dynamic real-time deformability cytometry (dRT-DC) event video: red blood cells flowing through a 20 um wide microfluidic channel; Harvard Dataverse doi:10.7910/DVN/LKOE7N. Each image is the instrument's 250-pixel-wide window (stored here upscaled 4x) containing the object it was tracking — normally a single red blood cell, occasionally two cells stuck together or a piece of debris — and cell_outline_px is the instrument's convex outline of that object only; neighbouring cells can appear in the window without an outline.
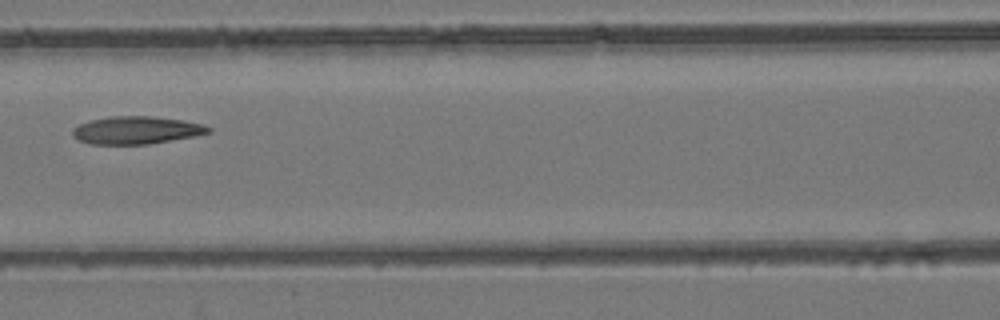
{"species": "common noctule bat (a hibernating species)", "species_latin": "Nyctalus noctula", "temperature_condition": "room temperature", "stored_images_in_passage": 7, "camera_frame_rate_fps": 3000, "um_per_image_px": 0.085, "animal": {"sex": "female", "body_mass_g": 24.6, "forearm_length_mm": 56.2}, "frame": {"image": 1, "passage_image": 6, "time_ms": 6.0, "image_size_px": [1000, 320], "cell_outline_px": [[212, 132], [192, 136], [148, 144], [88, 144], [72, 136], [72, 128], [80, 124], [92, 120], [112, 116], [152, 116], [184, 120], [204, 124], [212, 128]], "centroid_in_image_um": [11.6, 11.06], "position_along_channel_um": 155.0, "area_um2": 21.85}}
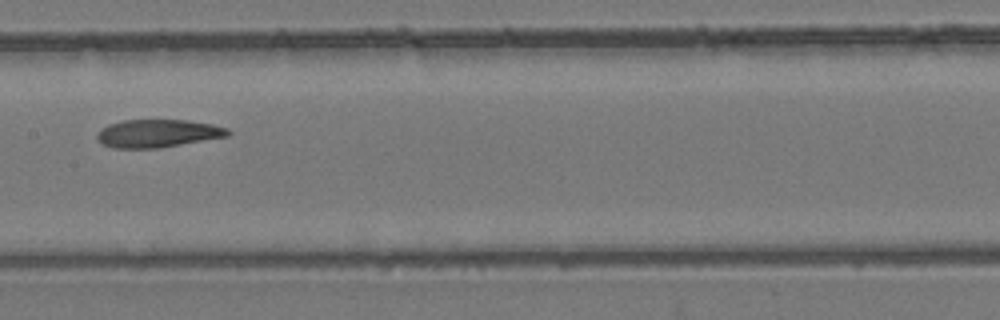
{"frame": {"image": 2, "passage_image": 7, "time_ms": 7.0, "image_size_px": [1000, 320], "cell_outline_px": [[232, 132], [228, 136], [160, 148], [112, 148], [96, 140], [96, 136], [108, 124], [124, 120], [184, 120], [212, 124], [228, 128]], "centroid_in_image_um": [13.43, 11.34], "position_along_channel_um": 194.0, "area_um2": 21.21}}